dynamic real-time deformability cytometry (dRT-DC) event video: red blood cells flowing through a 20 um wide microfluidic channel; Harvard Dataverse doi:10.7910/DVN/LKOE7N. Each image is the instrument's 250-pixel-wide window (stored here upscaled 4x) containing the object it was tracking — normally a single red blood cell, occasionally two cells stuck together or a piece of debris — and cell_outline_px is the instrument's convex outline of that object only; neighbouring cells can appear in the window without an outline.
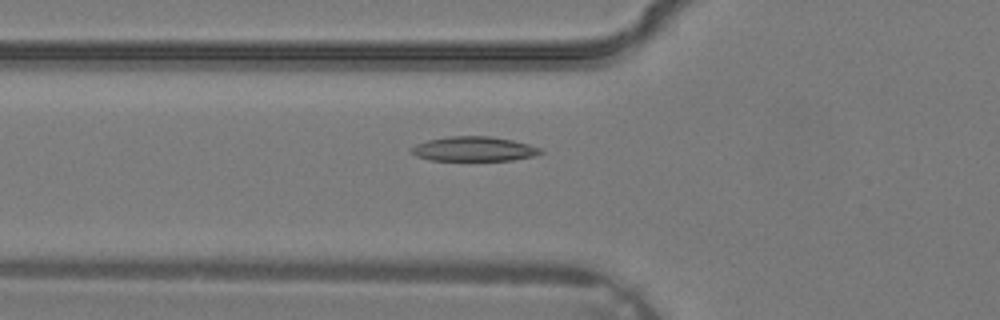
{"species": "common noctule bat (a hibernating species)", "species_latin": "Nyctalus noctula", "temperature_condition": "warm", "stored_images_in_passage": 5, "camera_frame_rate_fps": 3000, "um_per_image_px": 0.085, "animal": {"sex": "male", "body_mass_g": 19.2, "forearm_length_mm": 51.8}, "frame": {"image": 1, "passage_image": 4, "time_ms": 1.0, "image_size_px": [1000, 320], "cell_outline_px": [[544, 152], [532, 156], [512, 160], [428, 160], [416, 156], [408, 152], [416, 144], [428, 140], [448, 136], [488, 136], [512, 140], [528, 144], [540, 148]], "centroid_in_image_um": [40.24, 12.66], "position_along_channel_um": 85.6, "area_um2": 18.44}}